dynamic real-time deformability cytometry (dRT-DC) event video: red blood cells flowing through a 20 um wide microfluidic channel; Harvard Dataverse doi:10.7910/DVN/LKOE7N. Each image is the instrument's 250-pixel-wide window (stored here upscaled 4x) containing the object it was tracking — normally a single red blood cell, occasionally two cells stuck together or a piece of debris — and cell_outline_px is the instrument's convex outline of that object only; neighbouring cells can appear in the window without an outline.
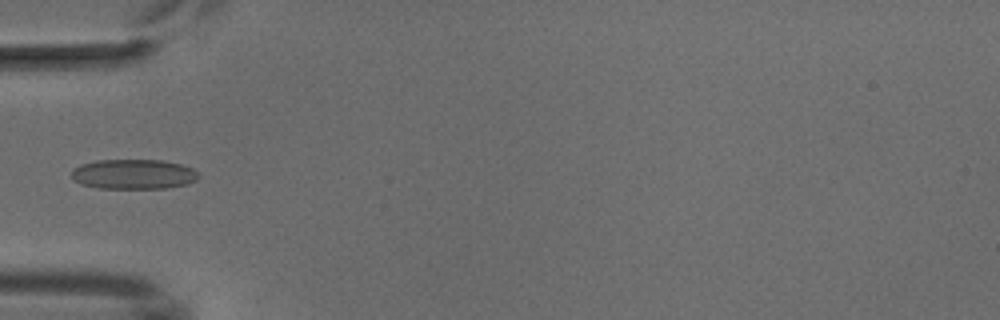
{"species": "common noctule bat (a hibernating species)", "species_latin": "Nyctalus noctula", "temperature_condition": "cold", "stored_images_in_passage": 5, "camera_frame_rate_fps": 3000, "um_per_image_px": 0.085, "animal": {"sex": "male", "body_mass_g": 18.8}, "frame": {"image": 1, "passage_image": 4, "time_ms": 3.333, "image_size_px": [1000, 320], "cell_outline_px": [[200, 176], [196, 180], [188, 184], [164, 188], [100, 188], [80, 184], [72, 180], [72, 168], [80, 164], [96, 160], [160, 160], [180, 164], [192, 168]], "centroid_in_image_um": [11.32, 14.8], "position_along_channel_um": 73.7, "area_um2": 22.2}}
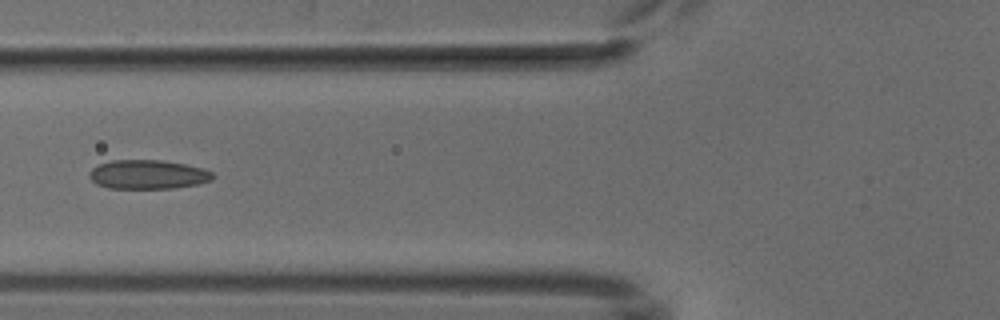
{"frame": {"image": 2, "passage_image": 5, "time_ms": 4.333, "image_size_px": [1000, 320], "cell_outline_px": [[212, 180], [196, 184], [172, 188], [108, 188], [96, 184], [88, 176], [88, 172], [92, 168], [100, 164], [112, 160], [160, 160], [184, 164], [204, 168], [212, 172]], "centroid_in_image_um": [12.53, 14.83], "position_along_channel_um": 113.3, "area_um2": 20.81}}